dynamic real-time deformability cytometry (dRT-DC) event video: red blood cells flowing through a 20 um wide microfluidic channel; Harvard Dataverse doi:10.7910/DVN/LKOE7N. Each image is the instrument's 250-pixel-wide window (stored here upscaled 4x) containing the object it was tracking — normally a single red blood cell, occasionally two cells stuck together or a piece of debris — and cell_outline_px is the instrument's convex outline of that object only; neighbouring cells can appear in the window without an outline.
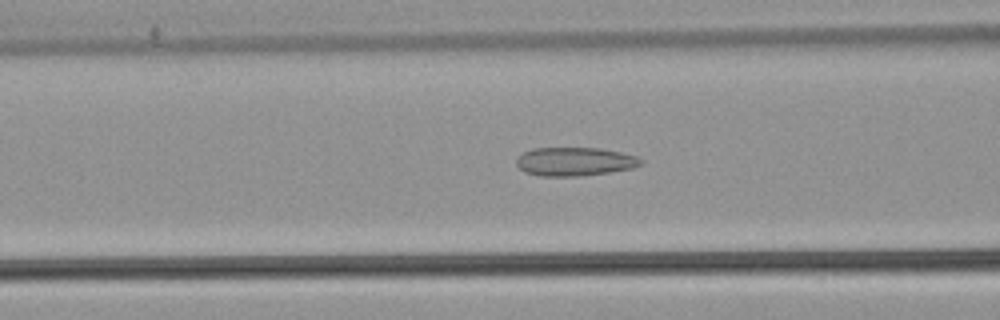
{"species": "common noctule bat (a hibernating species)", "species_latin": "Nyctalus noctula", "temperature_condition": "warm", "stored_images_in_passage": 13, "camera_frame_rate_fps": 3000, "um_per_image_px": 0.085, "animal": {"sex": "male", "body_mass_g": 21.5, "forearm_length_mm": 52.0}, "frame": {"image": 1, "passage_image": 5, "time_ms": 1.333, "image_size_px": [1000, 320], "cell_outline_px": [[644, 164], [632, 168], [608, 172], [580, 176], [540, 176], [524, 172], [516, 164], [516, 160], [524, 152], [532, 148], [600, 148], [620, 152], [636, 156], [644, 160]], "centroid_in_image_um": [48.87, 13.73], "position_along_channel_um": 117.7, "area_um2": 20.75}}
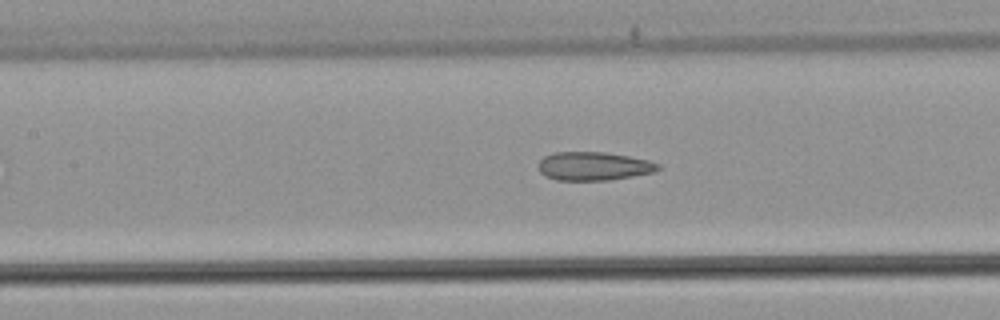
{"frame": {"image": 2, "passage_image": 8, "time_ms": 2.333, "image_size_px": [1000, 320], "cell_outline_px": [[660, 168], [656, 172], [608, 180], [556, 180], [544, 176], [540, 172], [540, 160], [544, 156], [556, 152], [604, 152], [628, 156], [648, 160], [660, 164]], "centroid_in_image_um": [50.48, 14.12], "position_along_channel_um": 156.9, "area_um2": 19.83}}